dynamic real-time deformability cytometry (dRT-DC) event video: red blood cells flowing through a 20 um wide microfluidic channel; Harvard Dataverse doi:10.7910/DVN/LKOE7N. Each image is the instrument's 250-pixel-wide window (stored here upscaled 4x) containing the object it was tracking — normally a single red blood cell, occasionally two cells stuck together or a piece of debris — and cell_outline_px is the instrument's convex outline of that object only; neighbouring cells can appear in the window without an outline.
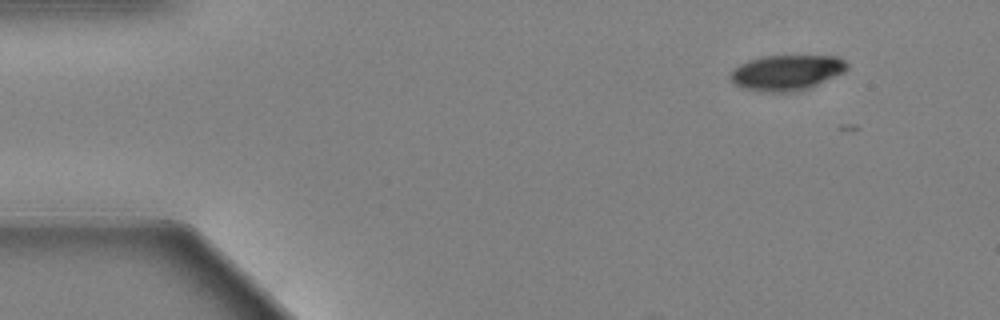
{"species": "Egyptian fruit bat (a non-hibernating species)", "species_latin": "Rousettus aegyptiacus", "temperature_condition": "warm", "stored_images_in_passage": 7, "camera_frame_rate_fps": 3000, "um_per_image_px": 0.085, "animal": {"sex": "female"}, "frame": {"image": 1, "passage_image": 1, "time_ms": 0.0, "image_size_px": [1000, 320], "cell_outline_px": [[848, 68], [844, 72], [808, 88], [792, 92], [764, 92], [744, 88], [736, 84], [728, 76], [740, 64], [748, 60], [764, 56], [836, 56], [844, 60], [848, 64]], "centroid_in_image_um": [66.87, 6.17], "position_along_channel_um": 18.1, "area_um2": 23.81}}